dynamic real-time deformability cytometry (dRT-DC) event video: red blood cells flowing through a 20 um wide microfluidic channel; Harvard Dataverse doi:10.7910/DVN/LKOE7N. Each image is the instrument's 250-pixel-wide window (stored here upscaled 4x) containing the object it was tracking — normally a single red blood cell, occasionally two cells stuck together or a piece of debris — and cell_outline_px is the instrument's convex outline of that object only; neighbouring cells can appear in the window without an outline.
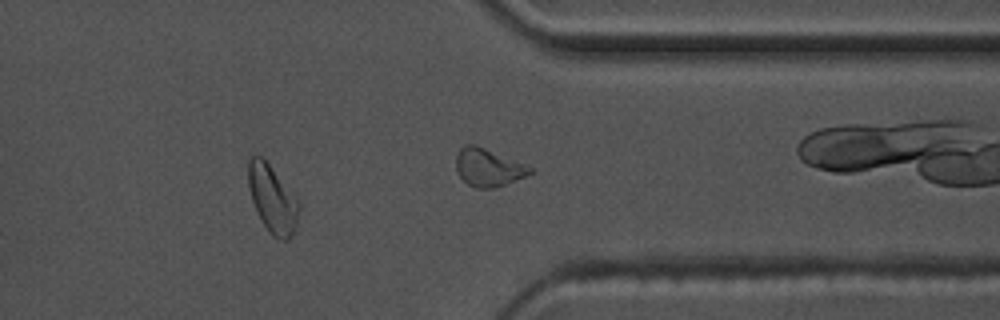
{"species": "common noctule bat (a hibernating species)", "species_latin": "Nyctalus noctula", "temperature_condition": "warm", "stored_images_in_passage": 39, "camera_frame_rate_fps": 3000, "um_per_image_px": 0.085, "animal": {"sex": "male", "body_mass_g": 17.5, "forearm_length_mm": 52.3}, "frame": {"image": 1, "passage_image": 28, "time_ms": 9.0, "image_size_px": [1000, 320], "cell_outline_px": [[300, 208], [296, 228], [288, 240], [280, 240], [272, 236], [268, 232], [252, 200], [248, 184], [248, 160], [252, 156], [260, 156], [268, 164], [300, 200]], "centroid_in_image_um": [23.19, 16.94], "position_along_channel_um": 388.2, "area_um2": 19.83}, "authors_computed_cell_mechanics": {"area_um2": 18.785, "velocity_mm_per_s": 3.6011, "shape_relaxation_time_tau1_ms": 5.4075, "shape_relaxation_time_tau2_ms": 2.0981, "deformation_change_tau1": 0.1016, "deformation_change_tau2": 0.0747}}